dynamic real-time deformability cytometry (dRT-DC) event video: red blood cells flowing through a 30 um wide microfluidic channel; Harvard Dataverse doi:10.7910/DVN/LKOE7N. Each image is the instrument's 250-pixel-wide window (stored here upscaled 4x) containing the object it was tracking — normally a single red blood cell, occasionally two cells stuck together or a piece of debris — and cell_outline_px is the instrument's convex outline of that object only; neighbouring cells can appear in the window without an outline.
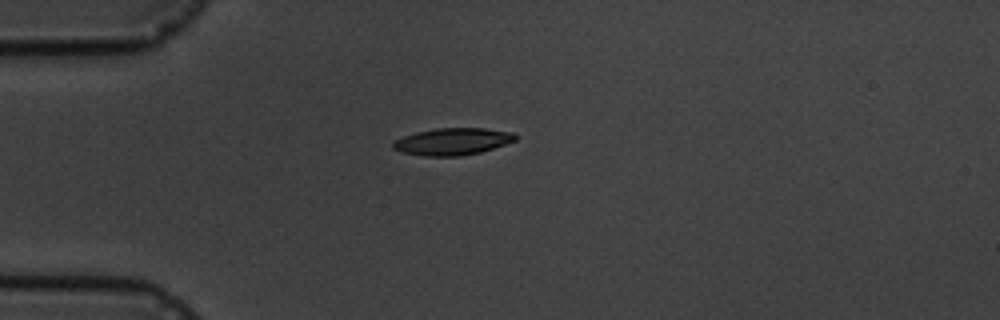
{"species": "common noctule bat (a hibernating species)", "species_latin": "Nyctalus noctula", "temperature_condition": "cold", "stored_images_in_passage": 1, "camera_frame_rate_fps": 3000, "um_per_image_px": 0.085, "animal": {"sex": "male", "body_mass_g": 19.5, "forearm_length_mm": 54.6}, "frame": {"image": 1, "passage_image": 1, "time_ms": 0.0, "image_size_px": [1000, 320], "cell_outline_px": [[516, 140], [480, 152], [460, 156], [424, 156], [404, 152], [392, 148], [392, 140], [416, 132], [436, 128], [484, 128], [512, 132], [516, 136]], "centroid_in_image_um": [38.43, 12.02], "position_along_channel_um": 46.6, "area_um2": 19.13}}